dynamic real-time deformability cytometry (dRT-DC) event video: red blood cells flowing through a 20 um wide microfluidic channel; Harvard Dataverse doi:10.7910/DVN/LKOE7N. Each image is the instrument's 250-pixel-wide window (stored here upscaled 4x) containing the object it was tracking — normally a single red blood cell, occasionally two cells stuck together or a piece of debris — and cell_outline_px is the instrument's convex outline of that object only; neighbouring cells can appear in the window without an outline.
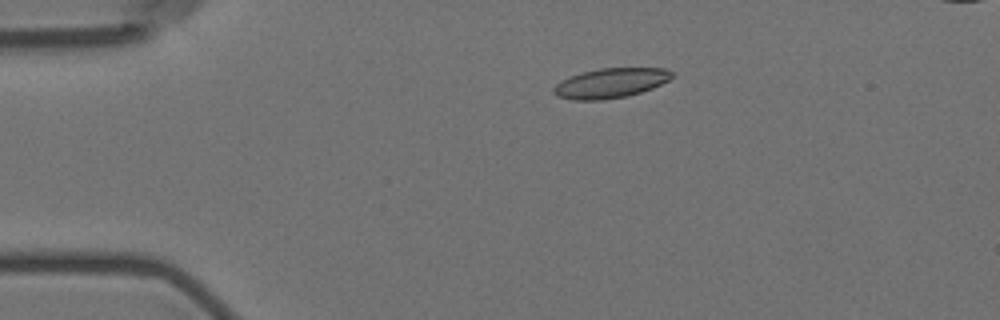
{"species": "Egyptian fruit bat (a non-hibernating species)", "species_latin": "Rousettus aegyptiacus", "temperature_condition": "room temperature", "stored_images_in_passage": 16, "segment_of_instrument_passage": [1, 2], "camera_frame_rate_fps": 3000, "um_per_image_px": 0.085, "animal": {"sex": "female"}, "frame": {"image": 1, "passage_image": 3, "time_ms": 3.333, "image_size_px": [1000, 320], "cell_outline_px": [[672, 76], [668, 80], [652, 88], [628, 96], [600, 100], [572, 100], [556, 96], [552, 92], [552, 88], [560, 80], [584, 72], [600, 68], [668, 68], [672, 72]], "centroid_in_image_um": [51.87, 7.07], "position_along_channel_um": 33.1, "area_um2": 20.46}}
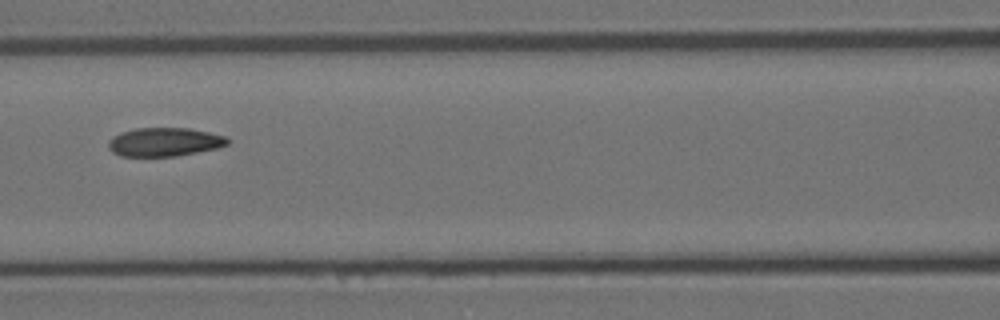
{"frame": {"image": 2, "passage_image": 7, "time_ms": 8.0, "image_size_px": [1000, 320], "cell_outline_px": [[232, 140], [228, 144], [216, 148], [176, 156], [120, 156], [112, 152], [108, 148], [108, 140], [112, 136], [120, 132], [136, 128], [188, 128], [208, 132], [224, 136]], "centroid_in_image_um": [13.94, 12.06], "position_along_channel_um": 152.7, "area_um2": 19.94}}
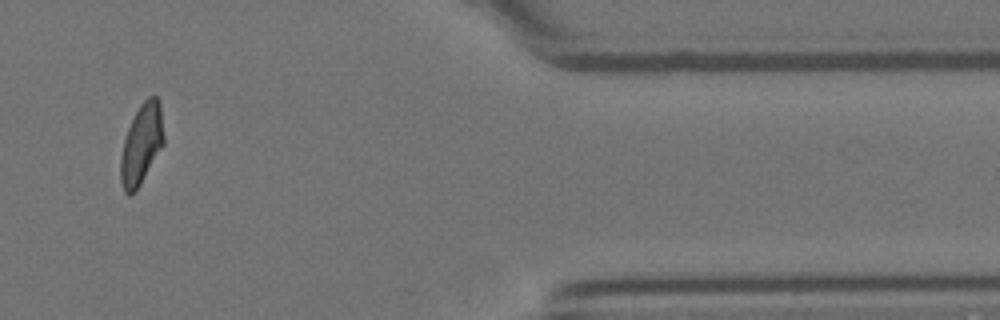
{"frame": {"image": 3, "passage_image": 13, "time_ms": 16.0, "image_size_px": [1000, 320], "cell_outline_px": [[164, 144], [136, 192], [128, 196], [124, 192], [120, 180], [120, 156], [124, 140], [128, 128], [140, 104], [148, 96], [156, 96], [160, 100], [164, 136]], "centroid_in_image_um": [12.03, 12.28], "position_along_channel_um": 399.4, "area_um2": 20.4}}